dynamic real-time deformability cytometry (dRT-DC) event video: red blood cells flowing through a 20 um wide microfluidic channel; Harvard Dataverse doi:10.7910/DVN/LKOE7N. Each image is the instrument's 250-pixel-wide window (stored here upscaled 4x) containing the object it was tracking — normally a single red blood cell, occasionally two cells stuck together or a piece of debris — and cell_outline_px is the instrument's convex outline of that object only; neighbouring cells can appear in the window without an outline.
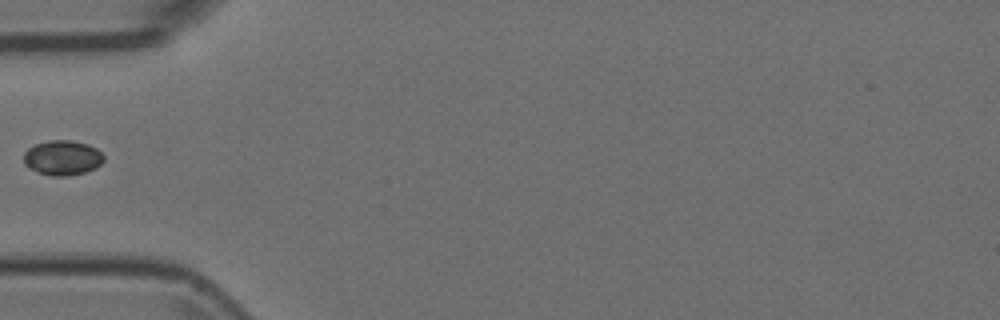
{"species": "Egyptian fruit bat (a non-hibernating species)", "species_latin": "Rousettus aegyptiacus", "temperature_condition": "room temperature", "stored_images_in_passage": 21, "camera_frame_rate_fps": 3000, "um_per_image_px": 0.085, "animal": {"sex": "female"}, "frame": {"image": 1, "passage_image": 1, "time_ms": 0.0, "image_size_px": [1000, 320], "cell_outline_px": [[104, 160], [96, 168], [84, 172], [68, 176], [52, 176], [28, 168], [24, 164], [24, 152], [28, 148], [36, 144], [48, 140], [72, 140], [88, 144], [96, 148], [104, 156]], "centroid_in_image_um": [5.31, 13.4], "position_along_channel_um": 79.7, "area_um2": 16.3}}